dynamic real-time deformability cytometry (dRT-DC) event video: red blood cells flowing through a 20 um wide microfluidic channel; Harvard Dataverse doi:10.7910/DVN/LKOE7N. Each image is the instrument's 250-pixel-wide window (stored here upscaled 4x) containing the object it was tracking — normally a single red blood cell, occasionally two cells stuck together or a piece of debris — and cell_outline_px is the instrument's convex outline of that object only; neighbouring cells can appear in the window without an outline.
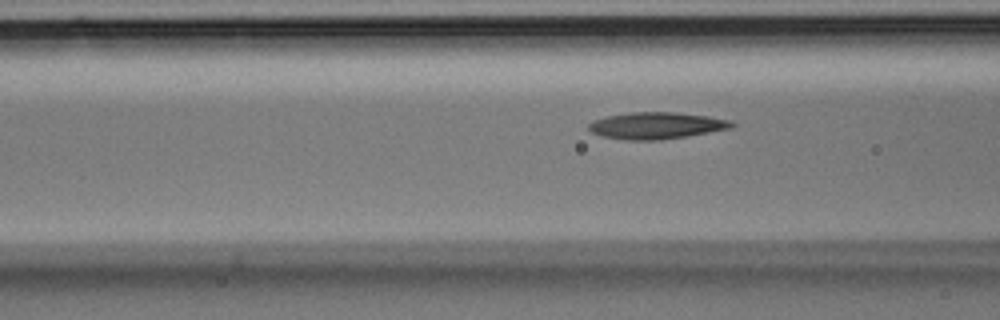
{"species": "Egyptian fruit bat (a non-hibernating species)", "species_latin": "Rousettus aegyptiacus", "temperature_condition": "room temperature", "stored_images_in_passage": 4, "camera_frame_rate_fps": 3000, "um_per_image_px": 0.085, "animal": {"sex": "male"}, "frame": {"image": 1, "passage_image": 4, "time_ms": 1.0, "image_size_px": [1000, 320], "cell_outline_px": [[736, 124], [732, 128], [688, 136], [660, 140], [624, 140], [600, 136], [592, 132], [588, 128], [588, 124], [604, 116], [632, 112], [676, 112], [708, 116], [732, 120]], "centroid_in_image_um": [55.81, 10.67], "position_along_channel_um": 110.8, "area_um2": 22.48}}